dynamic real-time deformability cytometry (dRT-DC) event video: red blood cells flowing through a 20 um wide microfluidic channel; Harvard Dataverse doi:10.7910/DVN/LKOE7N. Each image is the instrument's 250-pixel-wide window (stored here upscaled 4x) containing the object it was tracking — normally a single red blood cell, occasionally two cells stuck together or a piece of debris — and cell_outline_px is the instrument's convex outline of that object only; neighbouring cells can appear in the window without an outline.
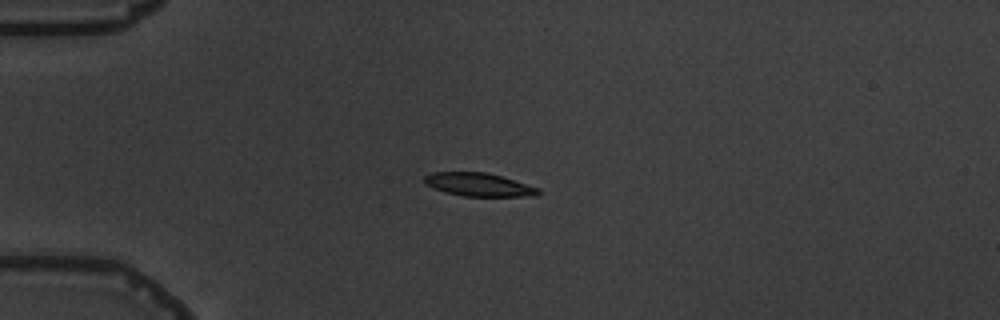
{"species": "common noctule bat (a hibernating species)", "species_latin": "Nyctalus noctula", "temperature_condition": "warm", "stored_images_in_passage": 14, "camera_frame_rate_fps": 3000, "um_per_image_px": 0.085, "animal": {"sex": "male", "body_mass_g": 19.5, "forearm_length_mm": 54.6}, "frame": {"image": 1, "passage_image": 3, "time_ms": 3.333, "image_size_px": [1000, 320], "cell_outline_px": [[540, 192], [536, 196], [464, 196], [444, 192], [424, 184], [424, 176], [432, 172], [488, 172], [540, 188]], "centroid_in_image_um": [40.68, 15.69], "position_along_channel_um": 44.3, "area_um2": 15.49}}
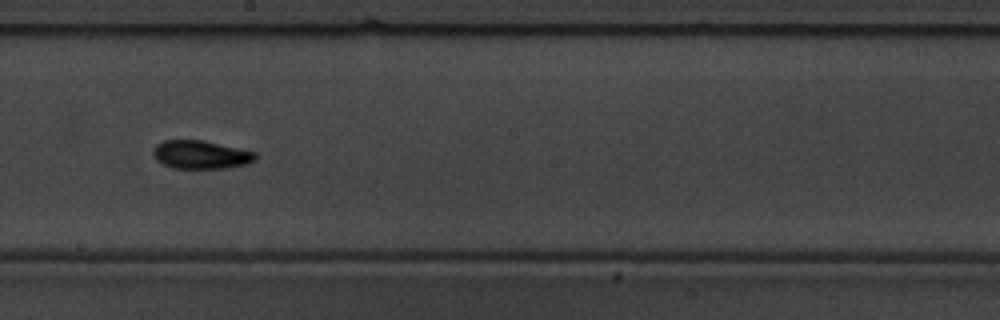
{"frame": {"image": 2, "passage_image": 8, "time_ms": 9.0, "image_size_px": [1000, 320], "cell_outline_px": [[256, 160], [248, 164], [228, 168], [172, 168], [156, 160], [152, 156], [152, 148], [156, 144], [164, 140], [204, 140], [256, 152]], "centroid_in_image_um": [17.05, 13.14], "position_along_channel_um": 231.1, "area_um2": 17.11}}
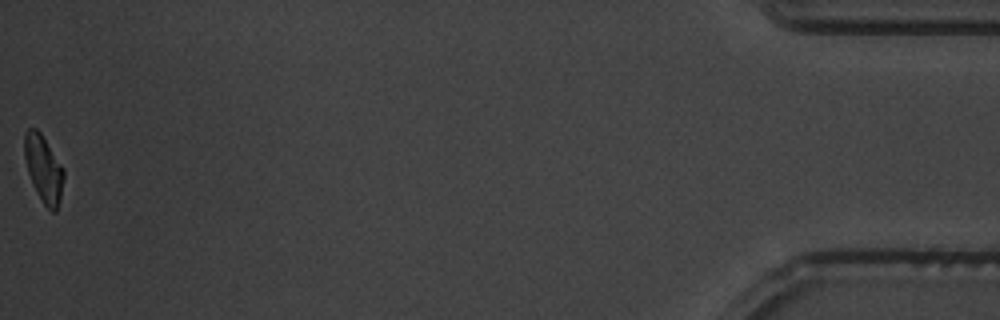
{"frame": {"image": 3, "passage_image": 14, "time_ms": 16.667, "image_size_px": [1000, 320], "cell_outline_px": [[64, 176], [60, 200], [56, 212], [52, 212], [44, 204], [32, 184], [28, 172], [24, 156], [24, 132], [28, 128], [36, 128], [40, 132], [64, 168]], "centroid_in_image_um": [3.7, 14.33], "position_along_channel_um": 431.5, "area_um2": 15.32}, "authors_computed_cell_mechanics": {"area_um2": 16.2129, "velocity_mm_per_s": 3.794, "shape_relaxation_time_tau1_ms": 3.6265, "shape_relaxation_time_tau2_ms": 3.9797, "deformation_change_tau1": 0.1374, "deformation_change_tau2": 0.0743}}